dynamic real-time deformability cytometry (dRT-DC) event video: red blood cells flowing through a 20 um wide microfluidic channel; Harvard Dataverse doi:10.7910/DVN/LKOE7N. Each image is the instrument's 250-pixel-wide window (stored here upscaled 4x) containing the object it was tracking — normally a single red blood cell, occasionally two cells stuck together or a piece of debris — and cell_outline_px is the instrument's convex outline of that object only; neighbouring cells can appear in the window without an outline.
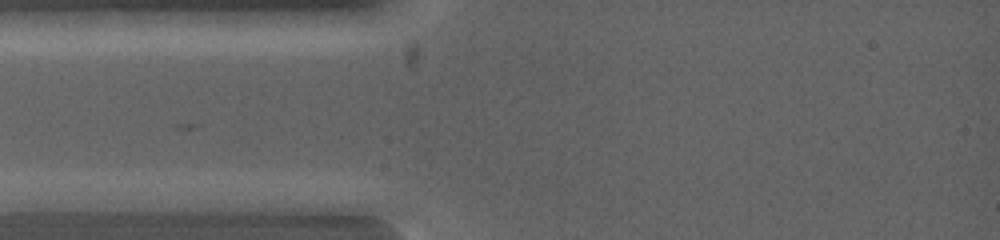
{"species": "common noctule bat (a hibernating species)", "species_latin": "Nyctalus noctula", "temperature_condition": "warm", "stored_images_in_passage": 5, "segment_of_instrument_passage": [1, 2], "camera_frame_rate_fps": 5000, "um_per_image_px": 0.085, "animal": {"sex": "female", "body_mass_g": 19.0, "forearm_length_mm": 53.3}, "frame": {"image": 1, "passage_image": 2, "time_ms": 0.2, "image_size_px": [1000, 240], "cell_outline_px": [[124, 200], [76, 212], [60, 212], [12, 200], [40, 192], [108, 192]], "centroid_in_image_um": [5.89, 17.05], "position_along_channel_um": 79.1, "area_um2": 10.75}}